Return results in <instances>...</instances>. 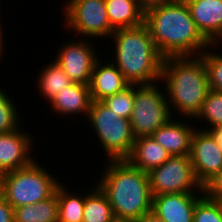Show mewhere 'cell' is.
Returning a JSON list of instances; mask_svg holds the SVG:
<instances>
[{"instance_id": "cell-1", "label": "cell", "mask_w": 222, "mask_h": 222, "mask_svg": "<svg viewBox=\"0 0 222 222\" xmlns=\"http://www.w3.org/2000/svg\"><path fill=\"white\" fill-rule=\"evenodd\" d=\"M144 23L163 58L199 56L211 45L198 30L186 2L148 7Z\"/></svg>"}, {"instance_id": "cell-2", "label": "cell", "mask_w": 222, "mask_h": 222, "mask_svg": "<svg viewBox=\"0 0 222 222\" xmlns=\"http://www.w3.org/2000/svg\"><path fill=\"white\" fill-rule=\"evenodd\" d=\"M100 163L103 168L91 169L97 170L94 172L96 177H89L91 181L96 179L95 183L106 194L116 219H138L152 210L153 196L147 172L133 167L126 160Z\"/></svg>"}, {"instance_id": "cell-3", "label": "cell", "mask_w": 222, "mask_h": 222, "mask_svg": "<svg viewBox=\"0 0 222 222\" xmlns=\"http://www.w3.org/2000/svg\"><path fill=\"white\" fill-rule=\"evenodd\" d=\"M106 44L112 53L105 55L117 66L130 85L160 81L163 57L157 51L145 23L115 30ZM112 54V55H111Z\"/></svg>"}, {"instance_id": "cell-4", "label": "cell", "mask_w": 222, "mask_h": 222, "mask_svg": "<svg viewBox=\"0 0 222 222\" xmlns=\"http://www.w3.org/2000/svg\"><path fill=\"white\" fill-rule=\"evenodd\" d=\"M160 81L172 116L194 119L209 91L203 59L200 56L164 58Z\"/></svg>"}, {"instance_id": "cell-5", "label": "cell", "mask_w": 222, "mask_h": 222, "mask_svg": "<svg viewBox=\"0 0 222 222\" xmlns=\"http://www.w3.org/2000/svg\"><path fill=\"white\" fill-rule=\"evenodd\" d=\"M36 160L27 167L0 175V194L13 208L36 204L53 196L63 182V172L58 179L56 173L50 171L51 165L47 168L45 161Z\"/></svg>"}, {"instance_id": "cell-6", "label": "cell", "mask_w": 222, "mask_h": 222, "mask_svg": "<svg viewBox=\"0 0 222 222\" xmlns=\"http://www.w3.org/2000/svg\"><path fill=\"white\" fill-rule=\"evenodd\" d=\"M86 120L84 125L92 129V133L87 135L90 138L93 134L91 137L99 150H103L104 160L105 157L106 160H125L130 155L135 137L129 119L120 118L101 101H91Z\"/></svg>"}, {"instance_id": "cell-7", "label": "cell", "mask_w": 222, "mask_h": 222, "mask_svg": "<svg viewBox=\"0 0 222 222\" xmlns=\"http://www.w3.org/2000/svg\"><path fill=\"white\" fill-rule=\"evenodd\" d=\"M60 14L62 30L71 32L78 38L97 40L104 43L115 31L110 24L105 0H67L62 1ZM99 39V40H98ZM104 39V42H103Z\"/></svg>"}, {"instance_id": "cell-8", "label": "cell", "mask_w": 222, "mask_h": 222, "mask_svg": "<svg viewBox=\"0 0 222 222\" xmlns=\"http://www.w3.org/2000/svg\"><path fill=\"white\" fill-rule=\"evenodd\" d=\"M173 118L161 81L134 85V108L129 118L136 138L151 136Z\"/></svg>"}, {"instance_id": "cell-9", "label": "cell", "mask_w": 222, "mask_h": 222, "mask_svg": "<svg viewBox=\"0 0 222 222\" xmlns=\"http://www.w3.org/2000/svg\"><path fill=\"white\" fill-rule=\"evenodd\" d=\"M152 196L166 193H204L189 155L170 156L148 172Z\"/></svg>"}, {"instance_id": "cell-10", "label": "cell", "mask_w": 222, "mask_h": 222, "mask_svg": "<svg viewBox=\"0 0 222 222\" xmlns=\"http://www.w3.org/2000/svg\"><path fill=\"white\" fill-rule=\"evenodd\" d=\"M73 36L71 38L64 37L63 43L56 45V53L51 57L68 75L70 80L74 83H81L89 85L91 74L96 61L104 53L99 51V43L95 44L94 40L78 38ZM97 45V46H96ZM101 53V54H100ZM57 54V55H56ZM54 57V58H53Z\"/></svg>"}, {"instance_id": "cell-11", "label": "cell", "mask_w": 222, "mask_h": 222, "mask_svg": "<svg viewBox=\"0 0 222 222\" xmlns=\"http://www.w3.org/2000/svg\"><path fill=\"white\" fill-rule=\"evenodd\" d=\"M24 127L26 126L23 125L20 129L9 133H0V175L27 167L35 159H39L34 141L42 137L35 138L32 134L35 130L27 132L31 125L27 130Z\"/></svg>"}, {"instance_id": "cell-12", "label": "cell", "mask_w": 222, "mask_h": 222, "mask_svg": "<svg viewBox=\"0 0 222 222\" xmlns=\"http://www.w3.org/2000/svg\"><path fill=\"white\" fill-rule=\"evenodd\" d=\"M189 156L196 179L202 187L222 171V148L208 131L196 128Z\"/></svg>"}, {"instance_id": "cell-13", "label": "cell", "mask_w": 222, "mask_h": 222, "mask_svg": "<svg viewBox=\"0 0 222 222\" xmlns=\"http://www.w3.org/2000/svg\"><path fill=\"white\" fill-rule=\"evenodd\" d=\"M204 193H166L153 196L152 210L162 222H193L196 203Z\"/></svg>"}, {"instance_id": "cell-14", "label": "cell", "mask_w": 222, "mask_h": 222, "mask_svg": "<svg viewBox=\"0 0 222 222\" xmlns=\"http://www.w3.org/2000/svg\"><path fill=\"white\" fill-rule=\"evenodd\" d=\"M91 101L89 85L73 82L63 91H60L59 94L48 103L49 105L45 103V107L48 106L51 113L59 115L61 118L60 122L70 116L68 120H70L72 124V121L74 123V119L77 121V117H81L86 121Z\"/></svg>"}, {"instance_id": "cell-15", "label": "cell", "mask_w": 222, "mask_h": 222, "mask_svg": "<svg viewBox=\"0 0 222 222\" xmlns=\"http://www.w3.org/2000/svg\"><path fill=\"white\" fill-rule=\"evenodd\" d=\"M192 121L191 118L173 117L151 136L171 156L189 155L192 135L196 130V125Z\"/></svg>"}, {"instance_id": "cell-16", "label": "cell", "mask_w": 222, "mask_h": 222, "mask_svg": "<svg viewBox=\"0 0 222 222\" xmlns=\"http://www.w3.org/2000/svg\"><path fill=\"white\" fill-rule=\"evenodd\" d=\"M107 58V56L105 59L100 57L94 65L89 83L92 101H101L130 86L117 66Z\"/></svg>"}, {"instance_id": "cell-17", "label": "cell", "mask_w": 222, "mask_h": 222, "mask_svg": "<svg viewBox=\"0 0 222 222\" xmlns=\"http://www.w3.org/2000/svg\"><path fill=\"white\" fill-rule=\"evenodd\" d=\"M186 4L198 30L216 45L222 38V0H189Z\"/></svg>"}, {"instance_id": "cell-18", "label": "cell", "mask_w": 222, "mask_h": 222, "mask_svg": "<svg viewBox=\"0 0 222 222\" xmlns=\"http://www.w3.org/2000/svg\"><path fill=\"white\" fill-rule=\"evenodd\" d=\"M171 155L152 136L135 139L130 155L125 159L133 167L144 172L161 166Z\"/></svg>"}, {"instance_id": "cell-19", "label": "cell", "mask_w": 222, "mask_h": 222, "mask_svg": "<svg viewBox=\"0 0 222 222\" xmlns=\"http://www.w3.org/2000/svg\"><path fill=\"white\" fill-rule=\"evenodd\" d=\"M38 70L37 78L34 80L36 83L33 84V87L38 88L36 97L41 96V100L44 99L46 103H49L60 91L73 83L52 57L51 62L49 60Z\"/></svg>"}, {"instance_id": "cell-20", "label": "cell", "mask_w": 222, "mask_h": 222, "mask_svg": "<svg viewBox=\"0 0 222 222\" xmlns=\"http://www.w3.org/2000/svg\"><path fill=\"white\" fill-rule=\"evenodd\" d=\"M111 27L114 30L144 23L145 9L138 0H105Z\"/></svg>"}, {"instance_id": "cell-21", "label": "cell", "mask_w": 222, "mask_h": 222, "mask_svg": "<svg viewBox=\"0 0 222 222\" xmlns=\"http://www.w3.org/2000/svg\"><path fill=\"white\" fill-rule=\"evenodd\" d=\"M65 182L64 179V182L57 187L58 222H83L85 191L79 185L75 191L76 189L71 186V183ZM79 188L80 190H78Z\"/></svg>"}, {"instance_id": "cell-22", "label": "cell", "mask_w": 222, "mask_h": 222, "mask_svg": "<svg viewBox=\"0 0 222 222\" xmlns=\"http://www.w3.org/2000/svg\"><path fill=\"white\" fill-rule=\"evenodd\" d=\"M91 183L92 186L85 189L83 222H113L116 218L106 194L95 181Z\"/></svg>"}, {"instance_id": "cell-23", "label": "cell", "mask_w": 222, "mask_h": 222, "mask_svg": "<svg viewBox=\"0 0 222 222\" xmlns=\"http://www.w3.org/2000/svg\"><path fill=\"white\" fill-rule=\"evenodd\" d=\"M14 222H58V200L56 193L36 204L14 208Z\"/></svg>"}, {"instance_id": "cell-24", "label": "cell", "mask_w": 222, "mask_h": 222, "mask_svg": "<svg viewBox=\"0 0 222 222\" xmlns=\"http://www.w3.org/2000/svg\"><path fill=\"white\" fill-rule=\"evenodd\" d=\"M0 84H2L0 85V133H9L20 129L24 125V117H21L23 115L21 109L23 108L21 105H18L21 104L18 102V99L17 101H15V98L13 99L16 96L12 94L10 96L9 90L7 91L4 88L3 82Z\"/></svg>"}, {"instance_id": "cell-25", "label": "cell", "mask_w": 222, "mask_h": 222, "mask_svg": "<svg viewBox=\"0 0 222 222\" xmlns=\"http://www.w3.org/2000/svg\"><path fill=\"white\" fill-rule=\"evenodd\" d=\"M193 122L195 123L197 129L205 131L222 126L221 92L209 89L206 98L203 101L202 108L198 115L193 119Z\"/></svg>"}, {"instance_id": "cell-26", "label": "cell", "mask_w": 222, "mask_h": 222, "mask_svg": "<svg viewBox=\"0 0 222 222\" xmlns=\"http://www.w3.org/2000/svg\"><path fill=\"white\" fill-rule=\"evenodd\" d=\"M199 56L207 70L209 89L222 93V49L217 45H210Z\"/></svg>"}, {"instance_id": "cell-27", "label": "cell", "mask_w": 222, "mask_h": 222, "mask_svg": "<svg viewBox=\"0 0 222 222\" xmlns=\"http://www.w3.org/2000/svg\"><path fill=\"white\" fill-rule=\"evenodd\" d=\"M101 102L120 118L129 119L134 108V85L105 97Z\"/></svg>"}, {"instance_id": "cell-28", "label": "cell", "mask_w": 222, "mask_h": 222, "mask_svg": "<svg viewBox=\"0 0 222 222\" xmlns=\"http://www.w3.org/2000/svg\"><path fill=\"white\" fill-rule=\"evenodd\" d=\"M193 222H222V202L204 195L195 205Z\"/></svg>"}, {"instance_id": "cell-29", "label": "cell", "mask_w": 222, "mask_h": 222, "mask_svg": "<svg viewBox=\"0 0 222 222\" xmlns=\"http://www.w3.org/2000/svg\"><path fill=\"white\" fill-rule=\"evenodd\" d=\"M203 192L208 199L222 202V171L203 186Z\"/></svg>"}, {"instance_id": "cell-30", "label": "cell", "mask_w": 222, "mask_h": 222, "mask_svg": "<svg viewBox=\"0 0 222 222\" xmlns=\"http://www.w3.org/2000/svg\"><path fill=\"white\" fill-rule=\"evenodd\" d=\"M0 222H14V208L0 194Z\"/></svg>"}, {"instance_id": "cell-31", "label": "cell", "mask_w": 222, "mask_h": 222, "mask_svg": "<svg viewBox=\"0 0 222 222\" xmlns=\"http://www.w3.org/2000/svg\"><path fill=\"white\" fill-rule=\"evenodd\" d=\"M2 21H4V20L0 17V62H1V65H3L2 64V61H3L2 58H4V56L6 54L5 53L6 49L9 50V48H10V47L7 46L10 43L5 42L8 39H4L6 37V35L4 33H5V31H7V30H4V29H6L5 28L6 23H3ZM2 24H5V25H2ZM6 47H8V48H6Z\"/></svg>"}, {"instance_id": "cell-32", "label": "cell", "mask_w": 222, "mask_h": 222, "mask_svg": "<svg viewBox=\"0 0 222 222\" xmlns=\"http://www.w3.org/2000/svg\"><path fill=\"white\" fill-rule=\"evenodd\" d=\"M133 222H162L161 219L155 214L153 210L141 215L138 219H134Z\"/></svg>"}, {"instance_id": "cell-33", "label": "cell", "mask_w": 222, "mask_h": 222, "mask_svg": "<svg viewBox=\"0 0 222 222\" xmlns=\"http://www.w3.org/2000/svg\"><path fill=\"white\" fill-rule=\"evenodd\" d=\"M173 0H138L139 4L144 8L147 9L148 7L158 5V4H163V3H168L172 2Z\"/></svg>"}, {"instance_id": "cell-34", "label": "cell", "mask_w": 222, "mask_h": 222, "mask_svg": "<svg viewBox=\"0 0 222 222\" xmlns=\"http://www.w3.org/2000/svg\"><path fill=\"white\" fill-rule=\"evenodd\" d=\"M208 132L212 135V137L217 141V143L222 148V126L211 128L208 130Z\"/></svg>"}, {"instance_id": "cell-35", "label": "cell", "mask_w": 222, "mask_h": 222, "mask_svg": "<svg viewBox=\"0 0 222 222\" xmlns=\"http://www.w3.org/2000/svg\"><path fill=\"white\" fill-rule=\"evenodd\" d=\"M2 1H4V0H0V17H2V14H4V13H2V12H4L3 10L5 9L3 6H5L3 3H2ZM1 5H3V6H1ZM2 8H3V10H2Z\"/></svg>"}, {"instance_id": "cell-36", "label": "cell", "mask_w": 222, "mask_h": 222, "mask_svg": "<svg viewBox=\"0 0 222 222\" xmlns=\"http://www.w3.org/2000/svg\"><path fill=\"white\" fill-rule=\"evenodd\" d=\"M113 222H133V220L115 219Z\"/></svg>"}, {"instance_id": "cell-37", "label": "cell", "mask_w": 222, "mask_h": 222, "mask_svg": "<svg viewBox=\"0 0 222 222\" xmlns=\"http://www.w3.org/2000/svg\"><path fill=\"white\" fill-rule=\"evenodd\" d=\"M220 49H222V38L220 39V41L216 44Z\"/></svg>"}, {"instance_id": "cell-38", "label": "cell", "mask_w": 222, "mask_h": 222, "mask_svg": "<svg viewBox=\"0 0 222 222\" xmlns=\"http://www.w3.org/2000/svg\"><path fill=\"white\" fill-rule=\"evenodd\" d=\"M174 2H187L189 0H173Z\"/></svg>"}]
</instances>
